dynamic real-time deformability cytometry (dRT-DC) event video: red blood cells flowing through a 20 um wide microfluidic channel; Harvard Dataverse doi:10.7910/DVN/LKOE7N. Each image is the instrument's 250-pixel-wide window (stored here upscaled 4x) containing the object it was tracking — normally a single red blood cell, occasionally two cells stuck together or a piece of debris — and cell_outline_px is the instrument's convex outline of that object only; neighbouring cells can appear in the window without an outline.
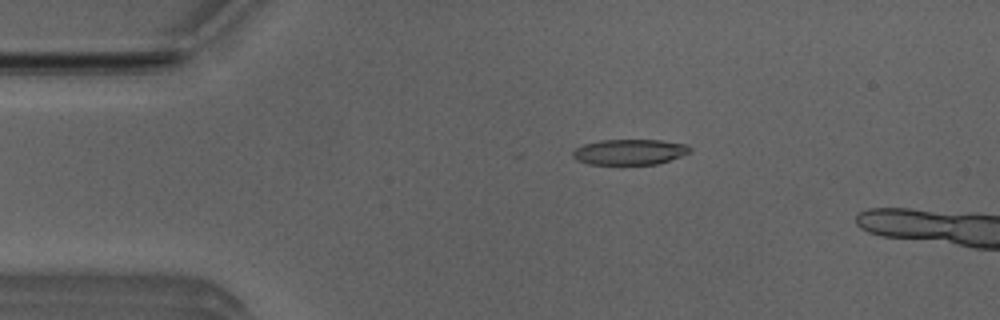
{"species": "Egyptian fruit bat (a non-hibernating species)", "species_latin": "Rousettus aegyptiacus", "temperature_condition": "room temperature", "stored_images_in_passage": 4, "camera_frame_rate_fps": 3000, "um_per_image_px": 0.085, "animal": {"sex": "male"}, "frame": {"image": 1, "passage_image": 3, "time_ms": 0.667, "image_size_px": [1000, 320], "cell_outline_px": [[692, 152], [656, 164], [588, 164], [576, 160], [572, 156], [572, 152], [576, 148], [584, 144], [600, 140], [660, 140], [688, 144], [692, 148]], "centroid_in_image_um": [53.53, 12.91], "position_along_channel_um": 31.5, "area_um2": 17.46}}